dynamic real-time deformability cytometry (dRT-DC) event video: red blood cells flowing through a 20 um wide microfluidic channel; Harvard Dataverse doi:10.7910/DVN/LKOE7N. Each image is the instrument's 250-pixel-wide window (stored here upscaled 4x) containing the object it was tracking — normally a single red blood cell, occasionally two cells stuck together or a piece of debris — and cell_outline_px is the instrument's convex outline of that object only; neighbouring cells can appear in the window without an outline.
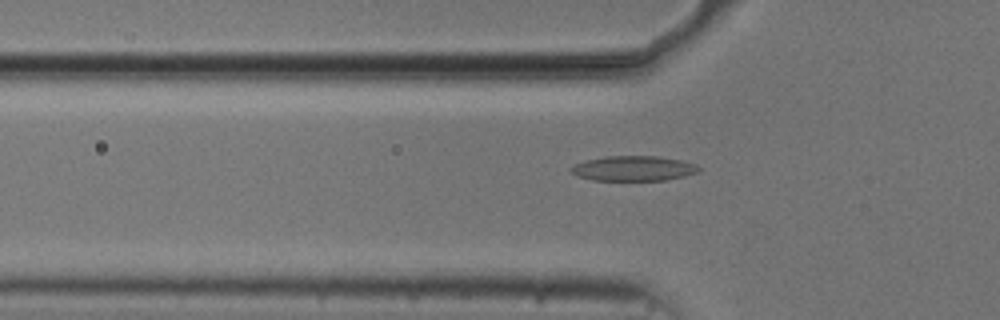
{"species": "common noctule bat (a hibernating species)", "species_latin": "Nyctalus noctula", "temperature_condition": "cold", "stored_images_in_passage": 35, "camera_frame_rate_fps": 3000, "um_per_image_px": 0.085, "animal": {"sex": "male", "body_mass_g": 20.5, "forearm_length_mm": 52.5}, "frame": {"image": 1, "passage_image": 3, "time_ms": 0.667, "image_size_px": [1000, 320], "cell_outline_px": [[700, 168], [696, 172], [684, 176], [664, 180], [592, 180], [580, 176], [572, 172], [568, 168], [576, 164], [588, 160], [604, 156], [656, 156], [680, 160], [696, 164]], "centroid_in_image_um": [53.84, 14.31], "position_along_channel_um": 72.0, "area_um2": 18.32}}
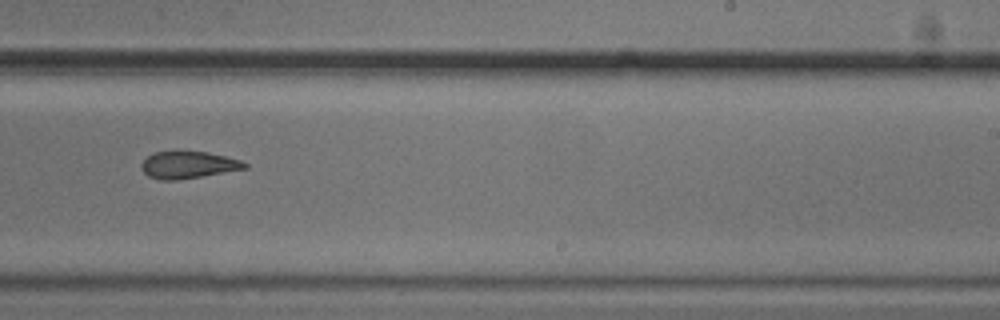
{"frame": {"image": 2, "passage_image": 19, "time_ms": 6.0, "image_size_px": [1000, 320], "cell_outline_px": [[248, 168], [176, 180], [160, 180], [148, 176], [144, 172], [140, 164], [148, 156], [156, 152], [208, 152], [240, 160], [248, 164]], "centroid_in_image_um": [15.99, 14.02], "position_along_channel_um": 273.0, "area_um2": 15.95}}
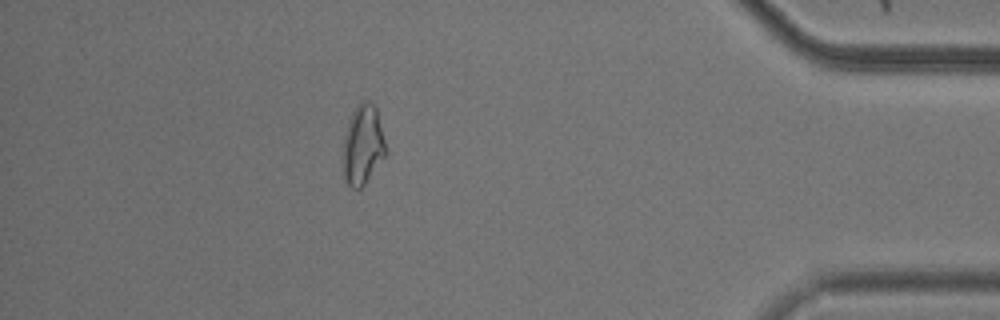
{"frame": {"image": 3, "passage_image": 33, "time_ms": 10.667, "image_size_px": [1000, 320], "cell_outline_px": [[384, 156], [364, 184], [360, 188], [352, 188], [348, 184], [344, 176], [344, 136], [348, 120], [356, 104], [360, 100], [368, 100], [376, 108], [384, 140]], "centroid_in_image_um": [30.81, 12.25], "position_along_channel_um": 404.4, "area_um2": 19.31}, "authors_computed_cell_mechanics": {"area_um2": 17.34, "velocity_mm_per_s": 3.7505, "shape_relaxation_time_tau1_ms": 8.7192, "shape_relaxation_time_tau2_ms": 2.9278, "deformation_change_tau1": 0.2059, "deformation_change_tau2": 0.0932}}